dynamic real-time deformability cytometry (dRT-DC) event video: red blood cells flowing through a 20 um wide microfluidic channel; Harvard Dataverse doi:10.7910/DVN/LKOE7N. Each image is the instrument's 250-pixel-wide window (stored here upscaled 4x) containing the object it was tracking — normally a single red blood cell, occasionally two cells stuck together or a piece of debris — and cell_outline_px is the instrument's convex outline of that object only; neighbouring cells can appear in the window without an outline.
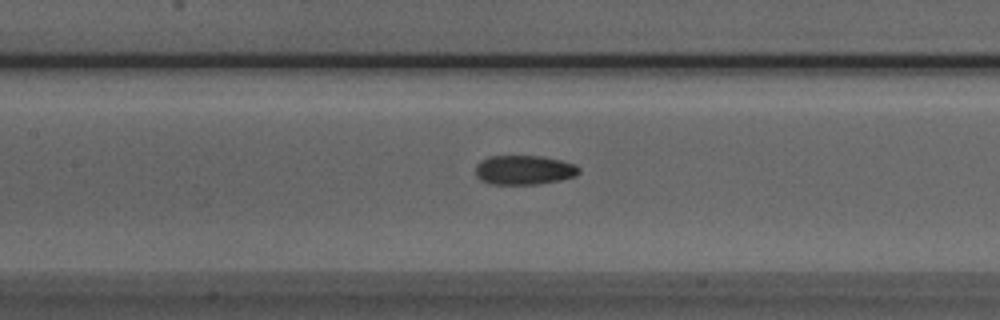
{"species": "Egyptian fruit bat (a non-hibernating species)", "species_latin": "Rousettus aegyptiacus", "temperature_condition": "room temperature", "stored_images_in_passage": 42, "camera_frame_rate_fps": 3000, "um_per_image_px": 0.085, "animal": {"sex": "male"}, "frame": {"image": 1, "passage_image": 13, "time_ms": 4.0, "image_size_px": [1000, 320], "cell_outline_px": [[580, 172], [576, 176], [560, 180], [536, 184], [488, 184], [480, 180], [476, 176], [476, 164], [480, 160], [488, 156], [544, 156], [576, 164], [580, 168]], "centroid_in_image_um": [44.54, 14.44], "position_along_channel_um": 162.9, "area_um2": 17.92}}
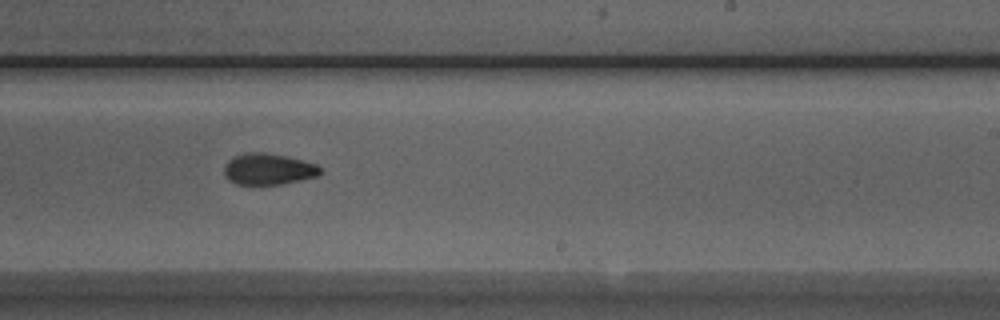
{"frame": {"image": 2, "passage_image": 21, "time_ms": 6.667, "image_size_px": [1000, 320], "cell_outline_px": [[324, 168], [316, 176], [300, 180], [280, 184], [236, 184], [228, 180], [224, 176], [224, 164], [232, 156], [244, 152], [264, 152], [288, 156], [304, 160], [316, 164]], "centroid_in_image_um": [22.78, 14.35], "position_along_channel_um": 266.2, "area_um2": 17.8}}
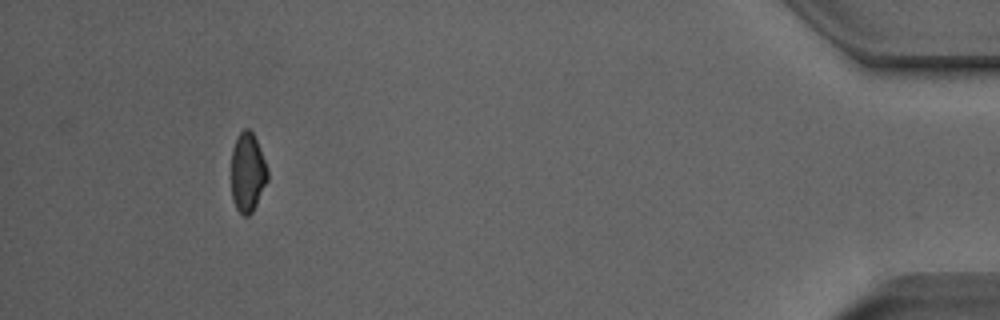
{"frame": {"image": 3, "passage_image": 38, "time_ms": 12.333, "image_size_px": [1000, 320], "cell_outline_px": [[268, 180], [252, 212], [248, 216], [244, 216], [236, 208], [232, 196], [232, 148], [240, 132], [244, 128], [248, 128], [252, 132], [256, 140], [268, 168]], "centroid_in_image_um": [21.05, 14.65], "position_along_channel_um": 414.1, "area_um2": 16.59}, "authors_computed_cell_mechanics": {"area_um2": 17.9469, "velocity_mm_per_s": 3.8862, "shape_relaxation_time_tau1_ms": 10.9928, "shape_relaxation_time_tau2_ms": 3.0713, "deformation_change_tau1": 0.2019, "deformation_change_tau2": 0.0806}}